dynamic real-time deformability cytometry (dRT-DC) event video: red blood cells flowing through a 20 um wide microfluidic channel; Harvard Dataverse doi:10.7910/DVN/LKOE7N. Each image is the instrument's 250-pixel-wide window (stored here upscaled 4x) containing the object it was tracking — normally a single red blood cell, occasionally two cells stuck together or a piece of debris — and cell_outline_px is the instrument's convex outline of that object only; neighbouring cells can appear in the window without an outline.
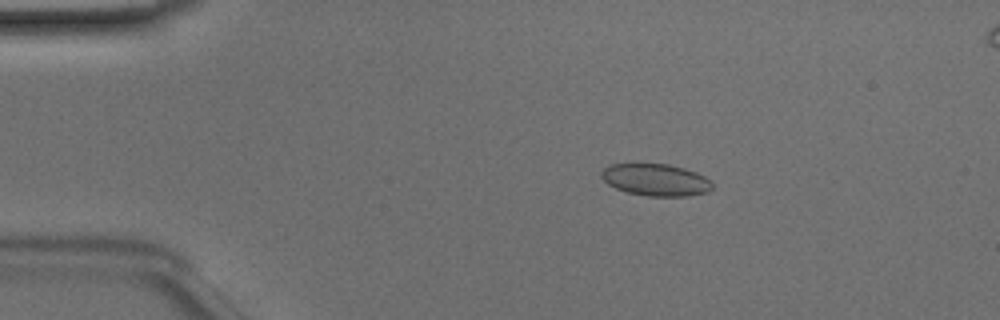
{"species": "Egyptian fruit bat (a non-hibernating species)", "species_latin": "Rousettus aegyptiacus", "temperature_condition": "room temperature", "stored_images_in_passage": 47, "camera_frame_rate_fps": 3000, "um_per_image_px": 0.085, "animal": {"sex": "male"}, "frame": {"image": 1, "passage_image": 7, "time_ms": 2.0, "image_size_px": [1000, 320], "cell_outline_px": [[712, 188], [708, 192], [688, 196], [648, 196], [628, 192], [616, 188], [608, 184], [600, 176], [600, 172], [604, 168], [612, 164], [668, 164], [684, 168], [696, 172], [712, 180]], "centroid_in_image_um": [55.76, 15.29], "position_along_channel_um": 29.2, "area_um2": 20.69}}
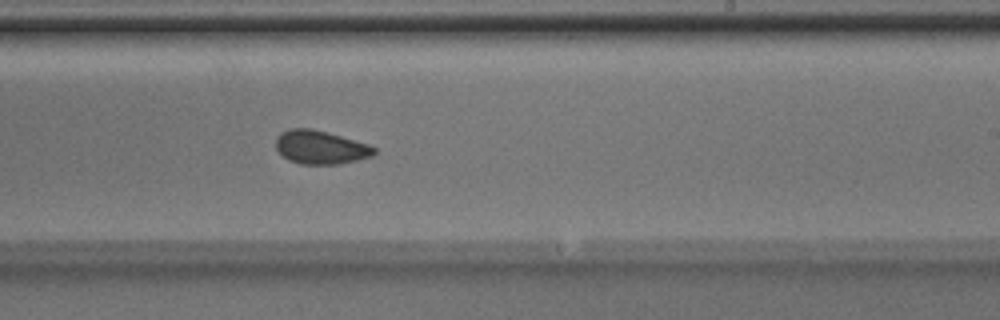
{"frame": {"image": 2, "passage_image": 28, "time_ms": 9.0, "image_size_px": [1000, 320], "cell_outline_px": [[376, 152], [372, 156], [340, 164], [300, 164], [288, 160], [276, 148], [276, 136], [280, 132], [292, 128], [312, 128], [328, 132], [368, 144], [376, 148]], "centroid_in_image_um": [27.23, 12.51], "position_along_channel_um": 261.8, "area_um2": 19.25}}
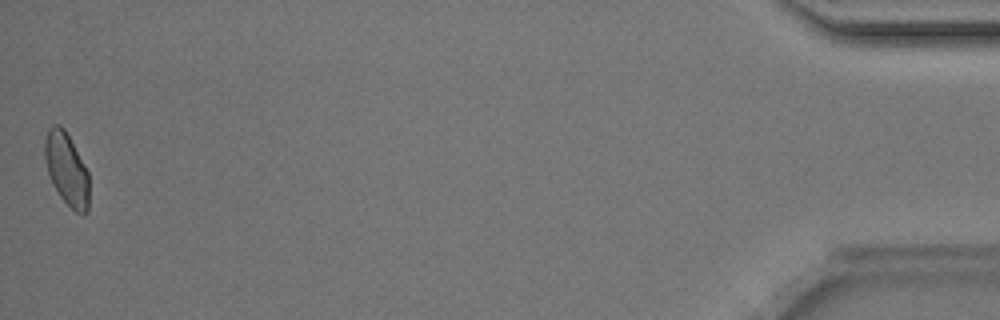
{"frame": {"image": 3, "passage_image": 47, "time_ms": 15.333, "image_size_px": [1000, 320], "cell_outline_px": [[88, 212], [84, 216], [76, 212], [60, 196], [52, 184], [48, 172], [44, 156], [44, 140], [48, 128], [52, 124], [60, 124], [64, 128], [88, 172]], "centroid_in_image_um": [5.64, 14.36], "position_along_channel_um": 429.6, "area_um2": 18.67}, "authors_computed_cell_mechanics": {"area_um2": 19.652, "velocity_mm_per_s": 4.1217, "shape_relaxation_time_tau1_ms": 4.7513, "shape_relaxation_time_tau2_ms": 1.9656, "deformation_change_tau1": 0.0619, "deformation_change_tau2": 0.0573}}